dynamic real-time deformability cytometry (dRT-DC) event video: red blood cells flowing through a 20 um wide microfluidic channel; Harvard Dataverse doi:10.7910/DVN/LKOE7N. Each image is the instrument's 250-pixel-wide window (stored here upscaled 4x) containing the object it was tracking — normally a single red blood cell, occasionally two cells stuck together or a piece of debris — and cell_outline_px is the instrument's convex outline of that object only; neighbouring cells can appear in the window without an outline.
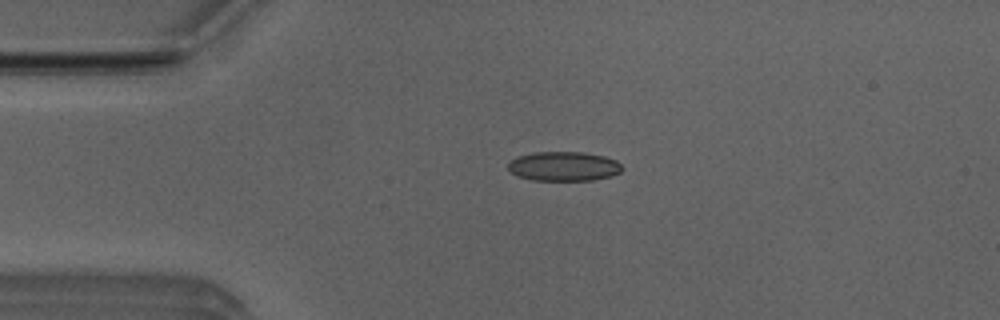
{"species": "Egyptian fruit bat (a non-hibernating species)", "species_latin": "Rousettus aegyptiacus", "temperature_condition": "room temperature", "stored_images_in_passage": 2, "camera_frame_rate_fps": 3000, "um_per_image_px": 0.085, "animal": {"sex": "male"}, "frame": {"image": 1, "passage_image": 1, "time_ms": 0.0, "image_size_px": [1000, 320], "cell_outline_px": [[624, 168], [620, 172], [612, 176], [592, 180], [532, 180], [516, 176], [508, 168], [508, 164], [512, 160], [520, 156], [536, 152], [584, 152], [604, 156], [616, 160]], "centroid_in_image_um": [47.95, 14.14], "position_along_channel_um": 37.0, "area_um2": 19.48}}